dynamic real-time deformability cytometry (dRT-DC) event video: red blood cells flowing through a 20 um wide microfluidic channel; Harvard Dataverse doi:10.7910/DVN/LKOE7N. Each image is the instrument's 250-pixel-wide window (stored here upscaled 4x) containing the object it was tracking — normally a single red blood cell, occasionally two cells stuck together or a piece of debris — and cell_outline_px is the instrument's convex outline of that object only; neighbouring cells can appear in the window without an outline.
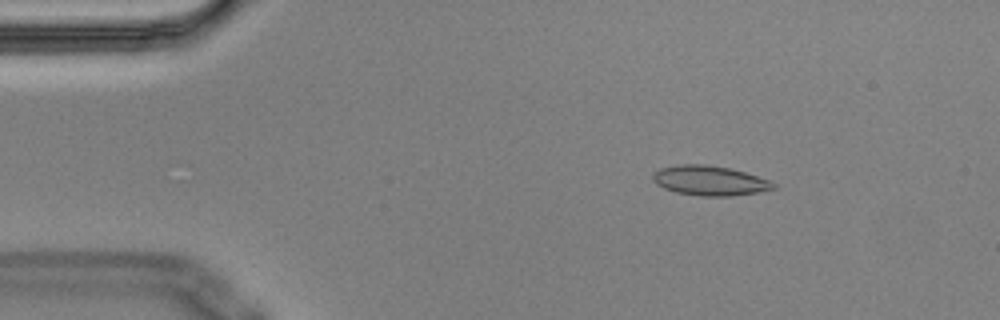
{"species": "Egyptian fruit bat (a non-hibernating species)", "species_latin": "Rousettus aegyptiacus", "temperature_condition": "cold", "stored_images_in_passage": 5, "camera_frame_rate_fps": 3000, "um_per_image_px": 0.085, "animal": {"sex": "male"}, "frame": {"image": 1, "passage_image": 3, "time_ms": 0.667, "image_size_px": [1000, 320], "cell_outline_px": [[776, 188], [756, 192], [732, 196], [700, 196], [676, 192], [664, 188], [656, 184], [652, 180], [652, 176], [660, 168], [680, 164], [708, 164], [728, 168], [744, 172], [772, 180], [776, 184]], "centroid_in_image_um": [60.33, 15.35], "position_along_channel_um": 24.7, "area_um2": 20.92}}